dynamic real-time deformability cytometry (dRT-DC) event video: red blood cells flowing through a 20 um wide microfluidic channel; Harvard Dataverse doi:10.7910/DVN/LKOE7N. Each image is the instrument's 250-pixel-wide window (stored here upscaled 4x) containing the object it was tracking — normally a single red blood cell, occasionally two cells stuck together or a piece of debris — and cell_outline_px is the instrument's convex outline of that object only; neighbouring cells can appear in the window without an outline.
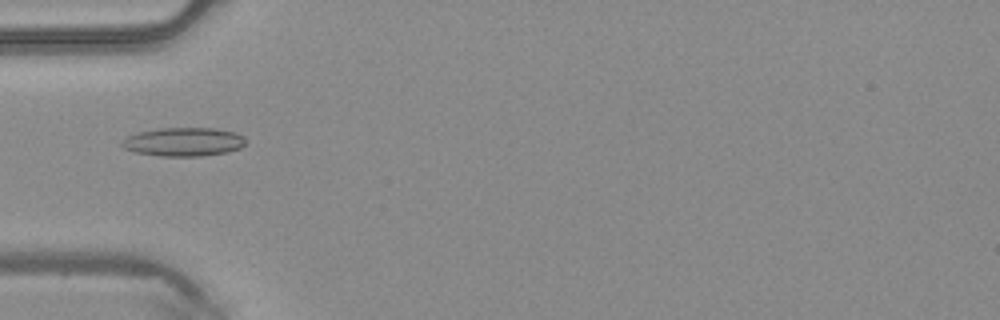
{"species": "common noctule bat (a hibernating species)", "species_latin": "Nyctalus noctula", "temperature_condition": "warm", "stored_images_in_passage": 48, "camera_frame_rate_fps": 3000, "um_per_image_px": 0.085, "animal": {"sex": "male", "body_mass_g": 20.4}, "frame": {"image": 1, "passage_image": 16, "time_ms": 5.0, "image_size_px": [1000, 320], "cell_outline_px": [[244, 144], [240, 148], [228, 152], [200, 156], [160, 156], [136, 152], [124, 148], [120, 144], [120, 140], [136, 132], [156, 128], [216, 128], [236, 132], [244, 136]], "centroid_in_image_um": [15.58, 12.05], "position_along_channel_um": 69.4, "area_um2": 20.87}}
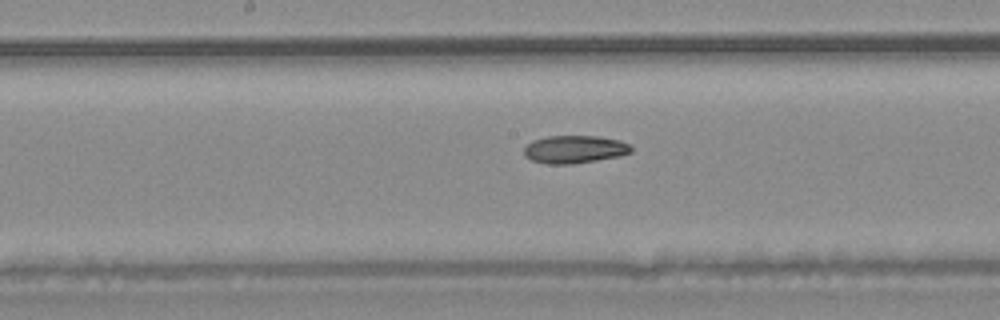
{"frame": {"image": 2, "passage_image": 25, "time_ms": 8.0, "image_size_px": [1000, 320], "cell_outline_px": [[632, 152], [620, 156], [572, 164], [548, 164], [532, 160], [524, 156], [524, 148], [532, 140], [548, 136], [596, 136], [620, 140], [628, 144], [632, 148]], "centroid_in_image_um": [48.83, 12.69], "position_along_channel_um": 199.4, "area_um2": 17.34}}
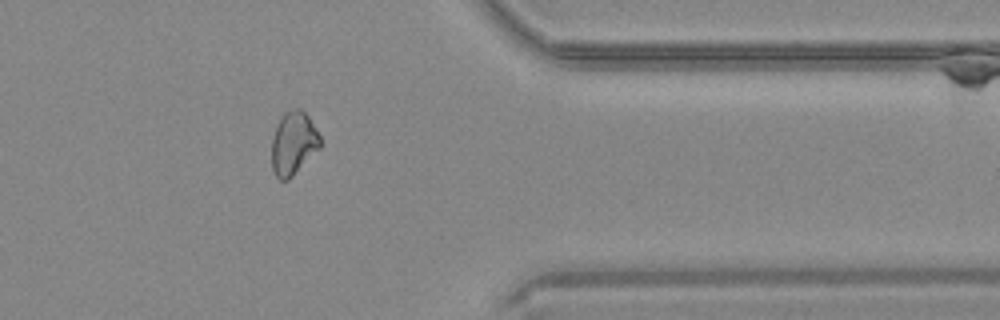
{"frame": {"image": 3, "passage_image": 39, "time_ms": 12.667, "image_size_px": [1000, 320], "cell_outline_px": [[320, 148], [288, 180], [280, 180], [276, 176], [272, 168], [272, 140], [276, 128], [284, 112], [296, 108], [300, 108], [308, 116], [320, 136]], "centroid_in_image_um": [24.94, 12.19], "position_along_channel_um": 386.5, "area_um2": 17.57}}